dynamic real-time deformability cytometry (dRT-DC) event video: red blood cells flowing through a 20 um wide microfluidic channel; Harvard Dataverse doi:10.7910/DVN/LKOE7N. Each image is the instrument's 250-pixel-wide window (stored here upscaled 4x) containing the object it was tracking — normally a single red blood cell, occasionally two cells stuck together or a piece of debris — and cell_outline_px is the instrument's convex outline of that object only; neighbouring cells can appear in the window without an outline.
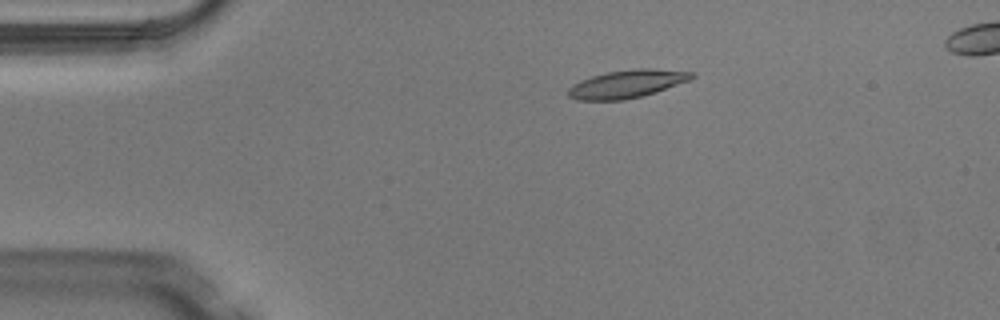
{"species": "Egyptian fruit bat (a non-hibernating species)", "species_latin": "Rousettus aegyptiacus", "temperature_condition": "warm", "stored_images_in_passage": 4, "camera_frame_rate_fps": 3000, "um_per_image_px": 0.085, "animal": {"sex": "male"}, "frame": {"image": 1, "passage_image": 2, "time_ms": 0.333, "image_size_px": [1000, 320], "cell_outline_px": [[696, 76], [688, 80], [656, 92], [624, 100], [576, 100], [568, 96], [568, 88], [572, 84], [580, 80], [604, 72], [636, 68], [648, 68], [696, 72]], "centroid_in_image_um": [53.27, 7.12], "position_along_channel_um": 31.7, "area_um2": 20.17}}